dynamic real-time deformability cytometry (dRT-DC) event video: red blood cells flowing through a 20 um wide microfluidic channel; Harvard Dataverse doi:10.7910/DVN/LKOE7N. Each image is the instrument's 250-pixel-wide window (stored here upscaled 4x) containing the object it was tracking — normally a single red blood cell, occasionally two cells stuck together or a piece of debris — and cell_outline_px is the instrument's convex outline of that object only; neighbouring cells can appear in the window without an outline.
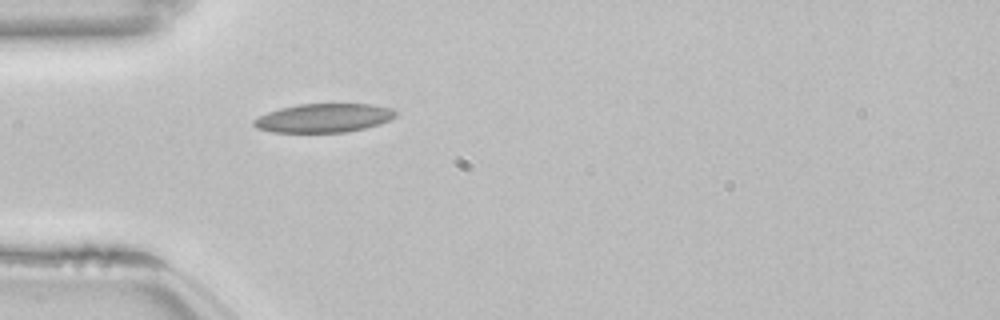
{"species": "common noctule bat (a hibernating species)", "species_latin": "Nyctalus noctula", "temperature_condition": "room temperature", "stored_images_in_passage": 38, "camera_frame_rate_fps": 3000, "um_per_image_px": 0.085, "animal": {"sex": "female", "body_mass_g": 22.7, "forearm_length_mm": 54.2}, "frame": {"image": 1, "passage_image": 1, "time_ms": 0.0, "image_size_px": [1000, 320], "cell_outline_px": [[396, 116], [392, 120], [380, 124], [364, 128], [344, 132], [272, 132], [256, 128], [252, 124], [252, 120], [268, 112], [280, 108], [300, 104], [372, 104], [392, 108], [396, 112]], "centroid_in_image_um": [27.53, 10.03], "position_along_channel_um": 57.5, "area_um2": 23.81}}
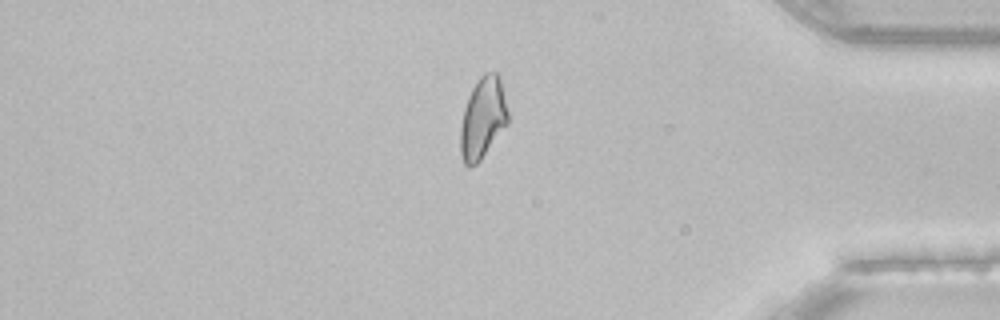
{"frame": {"image": 2, "passage_image": 30, "time_ms": 9.667, "image_size_px": [1000, 320], "cell_outline_px": [[508, 124], [480, 160], [476, 164], [468, 168], [464, 164], [460, 156], [460, 124], [464, 108], [468, 96], [472, 88], [480, 76], [488, 72], [496, 72], [500, 76], [508, 112]], "centroid_in_image_um": [41.02, 10.05], "position_along_channel_um": 394.2, "area_um2": 22.72}}
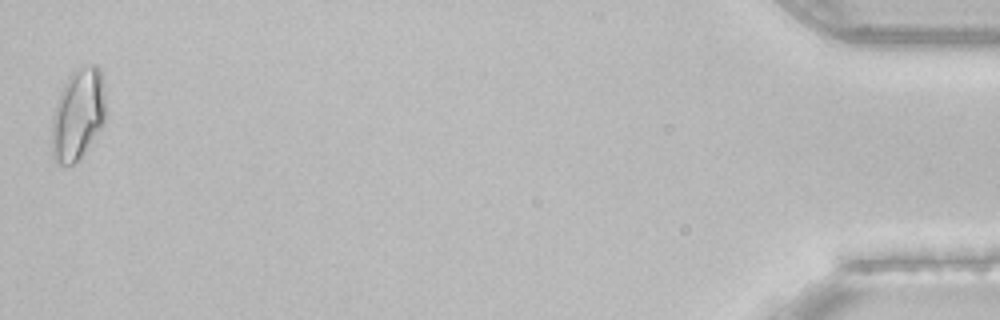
{"frame": {"image": 3, "passage_image": 38, "time_ms": 12.333, "image_size_px": [1000, 320], "cell_outline_px": [[104, 124], [80, 160], [76, 164], [60, 164], [56, 160], [52, 152], [52, 120], [56, 100], [68, 76], [72, 72], [92, 64], [96, 64], [100, 68], [104, 96]], "centroid_in_image_um": [6.62, 9.75], "position_along_channel_um": 428.6, "area_um2": 28.55}, "authors_computed_cell_mechanics": {"area_um2": 22.1374, "velocity_mm_per_s": 3.836, "shape_relaxation_time_tau1_ms": null, "shape_relaxation_time_tau2_ms": 3.069, "deformation_change_tau1": null, "deformation_change_tau2": 0.0993}}